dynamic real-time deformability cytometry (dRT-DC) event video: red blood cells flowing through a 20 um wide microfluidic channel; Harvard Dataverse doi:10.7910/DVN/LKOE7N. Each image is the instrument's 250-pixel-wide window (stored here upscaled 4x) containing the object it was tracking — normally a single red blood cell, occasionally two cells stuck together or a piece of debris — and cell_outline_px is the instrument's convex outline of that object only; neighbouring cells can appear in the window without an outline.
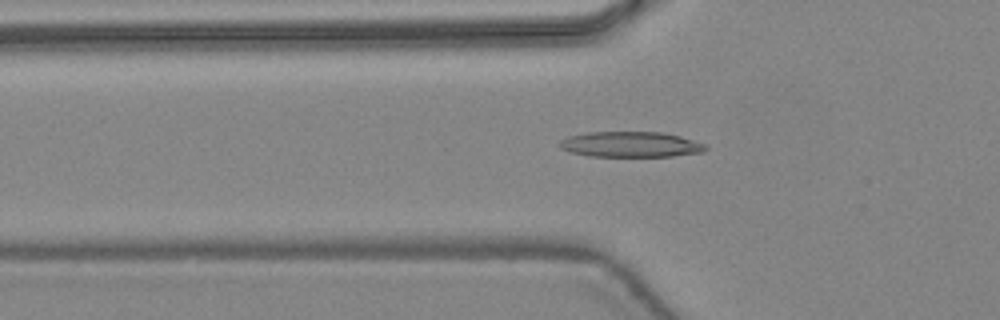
{"species": "common noctule bat (a hibernating species)", "species_latin": "Nyctalus noctula", "temperature_condition": "warm", "stored_images_in_passage": 27, "camera_frame_rate_fps": 3000, "um_per_image_px": 0.085, "animal": {"sex": "female", "body_mass_g": 24.6, "forearm_length_mm": 56.2}, "frame": {"image": 1, "passage_image": 16, "time_ms": 5.0, "image_size_px": [1000, 320], "cell_outline_px": [[708, 148], [704, 152], [672, 156], [588, 156], [568, 152], [560, 148], [560, 140], [568, 136], [588, 132], [660, 132], [680, 136], [704, 144]], "centroid_in_image_um": [53.57, 12.28], "position_along_channel_um": 72.2, "area_um2": 21.68}}
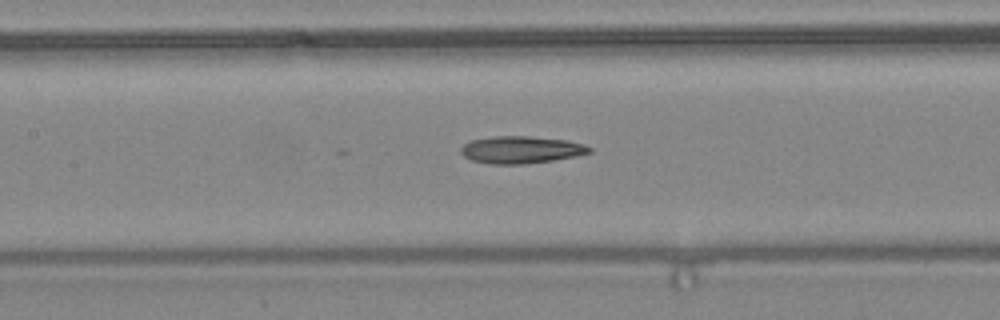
{"frame": {"image": 2, "passage_image": 22, "time_ms": 7.0, "image_size_px": [1000, 320], "cell_outline_px": [[592, 152], [576, 156], [552, 160], [524, 164], [488, 164], [472, 160], [464, 156], [460, 152], [460, 148], [464, 144], [472, 140], [496, 136], [528, 136], [564, 140], [584, 144], [592, 148]], "centroid_in_image_um": [44.28, 12.73], "position_along_channel_um": 163.1, "area_um2": 20.29}}
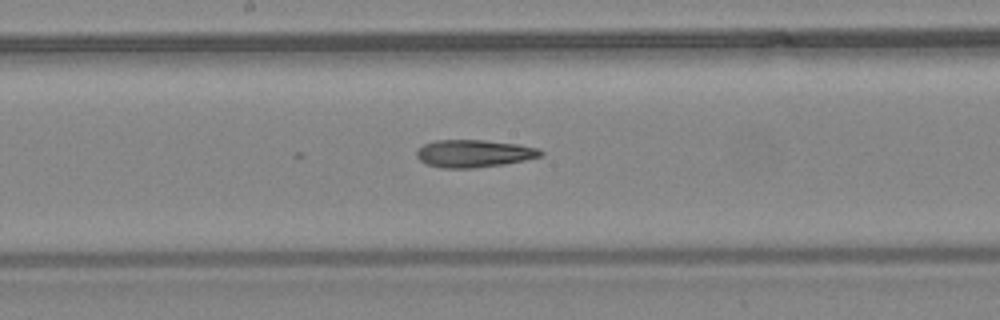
{"frame": {"image": 3, "passage_image": 25, "time_ms": 8.0, "image_size_px": [1000, 320], "cell_outline_px": [[544, 156], [504, 164], [472, 168], [440, 168], [424, 164], [416, 156], [416, 152], [424, 144], [436, 140], [484, 140], [516, 144], [540, 148], [544, 152]], "centroid_in_image_um": [40.29, 13.05], "position_along_channel_um": 207.9, "area_um2": 20.0}}